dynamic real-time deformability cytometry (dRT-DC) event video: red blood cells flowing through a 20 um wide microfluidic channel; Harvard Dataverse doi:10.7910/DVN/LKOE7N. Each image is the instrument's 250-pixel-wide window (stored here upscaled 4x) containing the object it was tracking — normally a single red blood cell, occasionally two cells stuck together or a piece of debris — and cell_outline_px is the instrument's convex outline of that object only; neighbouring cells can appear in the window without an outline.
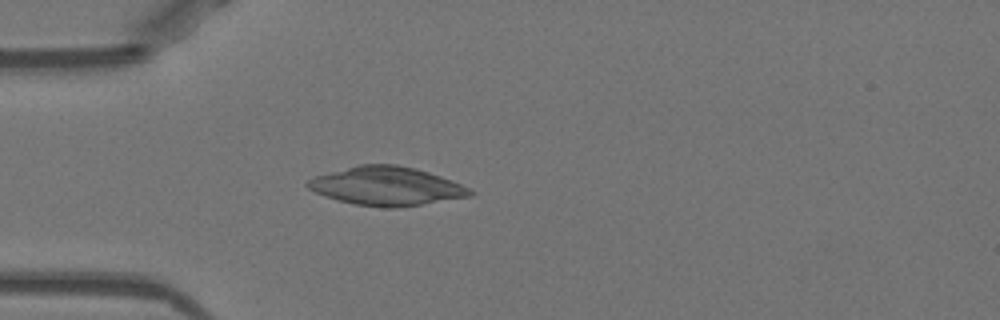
{"species": "Egyptian fruit bat (a non-hibernating species)", "species_latin": "Rousettus aegyptiacus", "temperature_condition": "warm", "stored_images_in_passage": 44, "camera_frame_rate_fps": 3000, "um_per_image_px": 0.085, "animal": {"sex": "female"}, "frame": {"image": 1, "passage_image": 10, "time_ms": 3.0, "image_size_px": [1000, 320], "cell_outline_px": [[476, 192], [472, 196], [420, 204], [392, 208], [384, 208], [356, 204], [324, 196], [308, 188], [304, 184], [308, 180], [316, 176], [360, 164], [396, 164], [416, 168], [440, 176], [460, 184]], "centroid_in_image_um": [32.86, 15.81], "position_along_channel_um": 52.1, "area_um2": 36.13}}
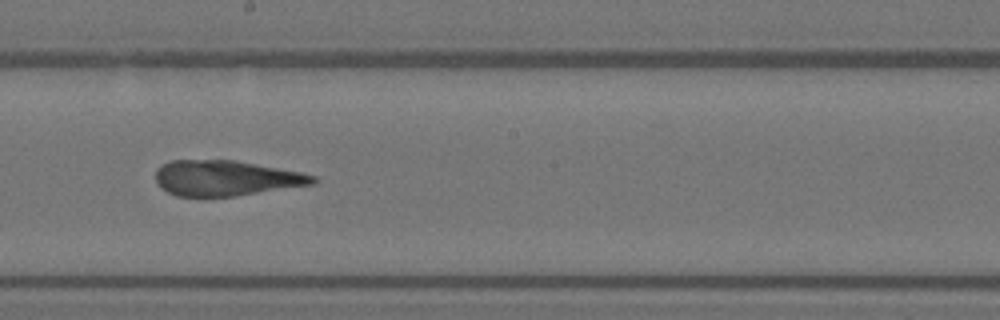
{"frame": {"image": 2, "passage_image": 24, "time_ms": 7.667, "image_size_px": [1000, 320], "cell_outline_px": [[320, 180], [316, 184], [236, 196], [176, 196], [168, 192], [156, 180], [156, 168], [168, 160], [236, 160], [300, 172], [316, 176]], "centroid_in_image_um": [19.25, 15.13], "position_along_channel_um": 229.0, "area_um2": 32.54}}
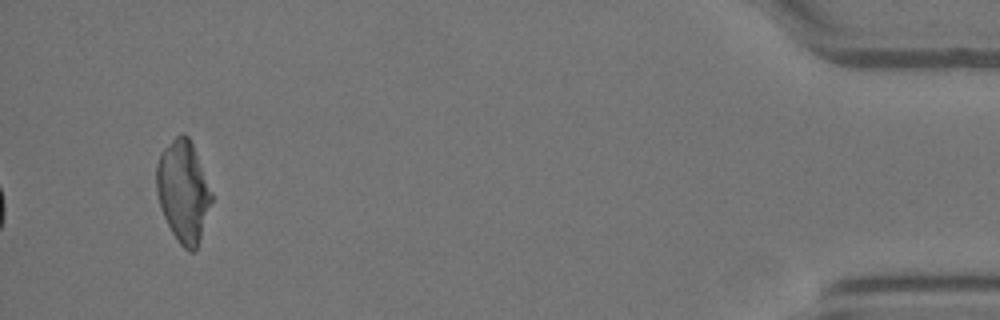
{"frame": {"image": 3, "passage_image": 44, "time_ms": 14.333, "image_size_px": [1000, 320], "cell_outline_px": [[212, 200], [196, 248], [192, 252], [188, 252], [180, 244], [172, 232], [164, 216], [156, 192], [156, 164], [160, 152], [180, 132], [184, 132], [188, 136], [192, 144], [212, 192]], "centroid_in_image_um": [15.55, 16.22], "position_along_channel_um": 419.6, "area_um2": 32.14}}